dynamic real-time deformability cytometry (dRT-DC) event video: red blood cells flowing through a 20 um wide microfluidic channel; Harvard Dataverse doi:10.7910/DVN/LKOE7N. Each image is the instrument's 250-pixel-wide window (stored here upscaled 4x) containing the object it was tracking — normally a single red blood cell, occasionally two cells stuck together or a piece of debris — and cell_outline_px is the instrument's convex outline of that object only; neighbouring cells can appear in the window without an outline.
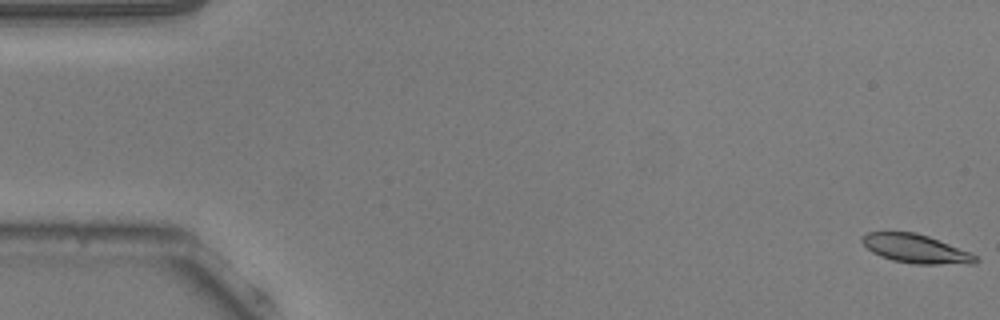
{"species": "common noctule bat (a hibernating species)", "species_latin": "Nyctalus noctula", "temperature_condition": "warm", "stored_images_in_passage": 17, "camera_frame_rate_fps": 3000, "um_per_image_px": 0.085, "animal": {"sex": "male", "body_mass_g": 20.5, "forearm_length_mm": 52.5}, "frame": {"image": 1, "passage_image": 1, "time_ms": 0.0, "image_size_px": [1000, 320], "cell_outline_px": [[980, 260], [976, 264], [916, 264], [892, 260], [880, 256], [872, 252], [860, 240], [860, 236], [868, 232], [916, 232], [928, 236], [972, 252]], "centroid_in_image_um": [77.88, 21.15], "position_along_channel_um": 7.1, "area_um2": 19.19}}